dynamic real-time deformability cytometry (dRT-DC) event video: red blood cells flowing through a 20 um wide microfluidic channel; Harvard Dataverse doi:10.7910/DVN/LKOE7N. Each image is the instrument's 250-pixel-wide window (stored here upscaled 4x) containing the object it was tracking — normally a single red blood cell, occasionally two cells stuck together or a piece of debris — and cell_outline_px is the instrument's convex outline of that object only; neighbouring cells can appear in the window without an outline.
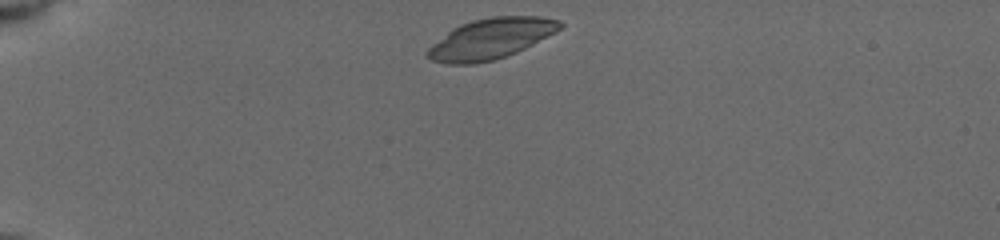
{"species": "common noctule bat (a hibernating species)", "species_latin": "Nyctalus noctula", "temperature_condition": "cold", "stored_images_in_passage": 42, "camera_frame_rate_fps": 3000, "um_per_image_px": 0.085, "animal": {"sex": "female", "body_mass_g": 19.5, "forearm_length_mm": 54.1}, "frame": {"image": 1, "passage_image": 1, "time_ms": 0.0, "image_size_px": [1000, 240], "cell_outline_px": [[564, 24], [556, 32], [516, 52], [492, 60], [472, 64], [448, 64], [432, 60], [424, 56], [424, 52], [432, 44], [452, 28], [460, 24], [472, 20], [492, 16], [540, 16], [560, 20]], "centroid_in_image_um": [41.68, 3.28], "position_along_channel_um": 43.3, "area_um2": 31.27}}